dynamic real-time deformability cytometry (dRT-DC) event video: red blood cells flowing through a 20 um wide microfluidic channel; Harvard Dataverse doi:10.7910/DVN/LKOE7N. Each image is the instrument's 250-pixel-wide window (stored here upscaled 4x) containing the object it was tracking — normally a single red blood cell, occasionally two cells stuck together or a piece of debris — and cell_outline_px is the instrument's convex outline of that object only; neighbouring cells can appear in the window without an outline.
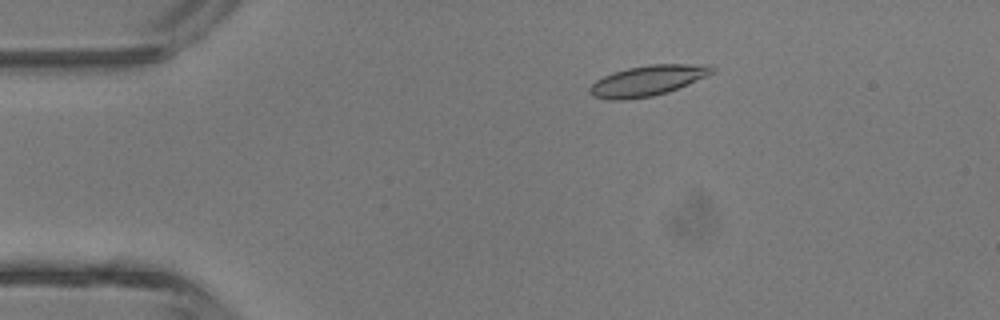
{"species": "common noctule bat (a hibernating species)", "species_latin": "Nyctalus noctula", "temperature_condition": "room temperature", "stored_images_in_passage": 42, "camera_frame_rate_fps": 3000, "um_per_image_px": 0.085, "animal": {"sex": "male", "body_mass_g": 13.3}, "frame": {"image": 1, "passage_image": 6, "time_ms": 1.667, "image_size_px": [1000, 320], "cell_outline_px": [[716, 72], [708, 76], [668, 92], [652, 96], [624, 100], [608, 100], [592, 96], [588, 92], [588, 88], [596, 80], [612, 72], [628, 68], [648, 64], [712, 64], [716, 68]], "centroid_in_image_um": [55.08, 6.84], "position_along_channel_um": 29.9, "area_um2": 22.08}}
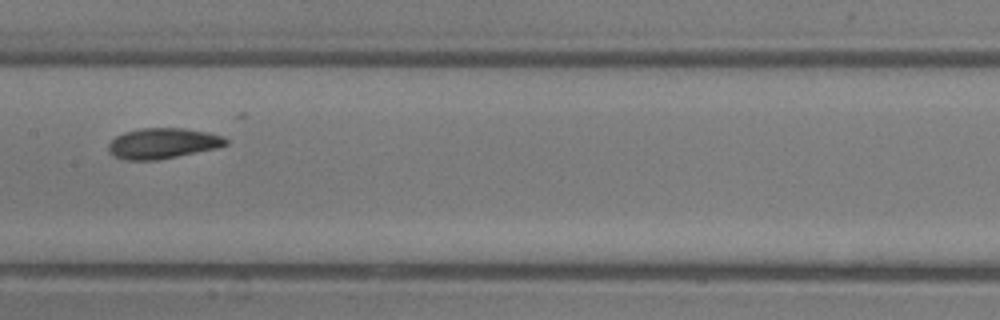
{"frame": {"image": 2, "passage_image": 20, "time_ms": 6.333, "image_size_px": [1000, 320], "cell_outline_px": [[228, 144], [216, 148], [156, 160], [124, 160], [108, 152], [108, 144], [116, 136], [124, 132], [140, 128], [184, 128], [208, 132], [224, 136], [228, 140]], "centroid_in_image_um": [13.83, 12.17], "position_along_channel_um": 193.6, "area_um2": 20.87}}
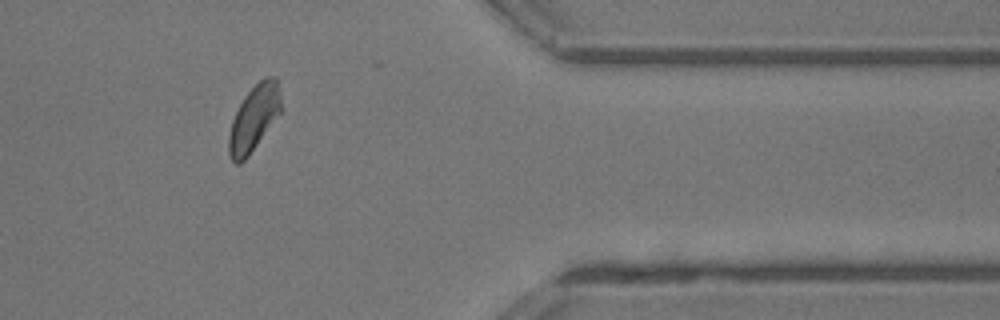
{"frame": {"image": 3, "passage_image": 34, "time_ms": 11.0, "image_size_px": [1000, 320], "cell_outline_px": [[280, 112], [248, 156], [240, 164], [236, 164], [228, 156], [228, 136], [232, 120], [244, 96], [264, 76], [276, 76], [280, 92]], "centroid_in_image_um": [21.56, 10.04], "position_along_channel_um": 389.8, "area_um2": 19.71}}